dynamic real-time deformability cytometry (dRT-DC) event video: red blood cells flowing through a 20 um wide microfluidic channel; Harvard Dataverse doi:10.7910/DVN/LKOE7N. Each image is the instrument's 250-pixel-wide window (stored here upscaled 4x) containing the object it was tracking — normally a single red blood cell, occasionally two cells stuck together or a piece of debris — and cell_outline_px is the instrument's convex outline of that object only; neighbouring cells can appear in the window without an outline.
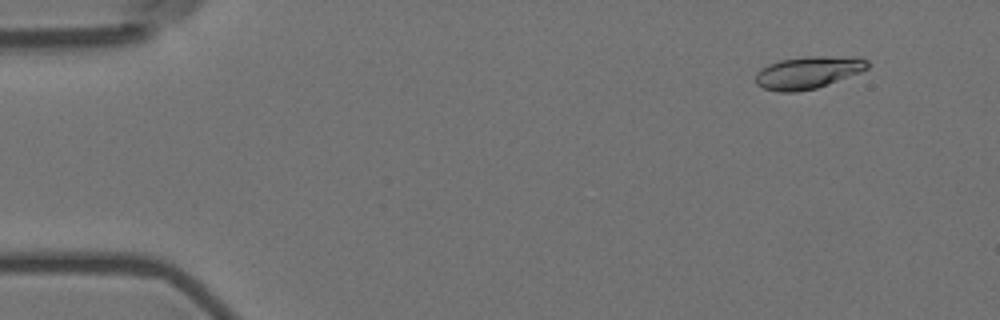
{"species": "Egyptian fruit bat (a non-hibernating species)", "species_latin": "Rousettus aegyptiacus", "temperature_condition": "room temperature", "stored_images_in_passage": 4, "camera_frame_rate_fps": 3000, "um_per_image_px": 0.085, "animal": {"sex": "female"}, "frame": {"image": 1, "passage_image": 2, "time_ms": 0.333, "image_size_px": [1000, 320], "cell_outline_px": [[868, 68], [860, 72], [828, 84], [816, 88], [796, 92], [780, 92], [764, 88], [756, 84], [756, 72], [760, 68], [768, 64], [780, 60], [808, 56], [860, 56], [868, 60]], "centroid_in_image_um": [68.7, 6.14], "position_along_channel_um": 16.3, "area_um2": 21.21}}
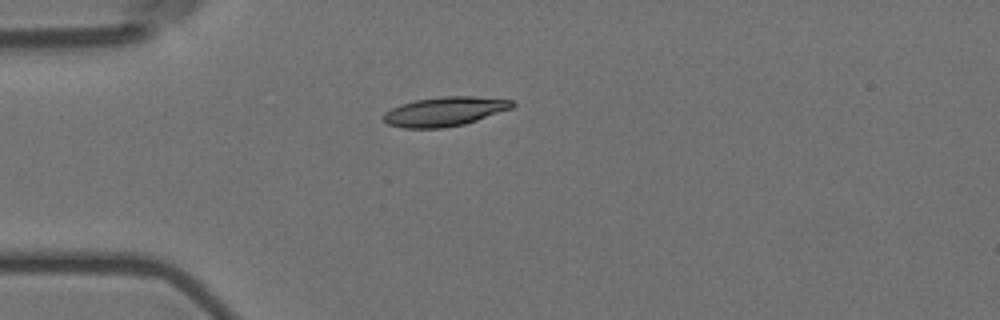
{"frame": {"image": 2, "passage_image": 4, "time_ms": 1.0, "image_size_px": [1000, 320], "cell_outline_px": [[516, 104], [512, 108], [464, 124], [444, 128], [404, 128], [388, 124], [384, 120], [384, 112], [400, 104], [416, 100], [444, 96], [472, 96], [516, 100]], "centroid_in_image_um": [37.82, 9.47], "position_along_channel_um": 47.2, "area_um2": 21.91}}